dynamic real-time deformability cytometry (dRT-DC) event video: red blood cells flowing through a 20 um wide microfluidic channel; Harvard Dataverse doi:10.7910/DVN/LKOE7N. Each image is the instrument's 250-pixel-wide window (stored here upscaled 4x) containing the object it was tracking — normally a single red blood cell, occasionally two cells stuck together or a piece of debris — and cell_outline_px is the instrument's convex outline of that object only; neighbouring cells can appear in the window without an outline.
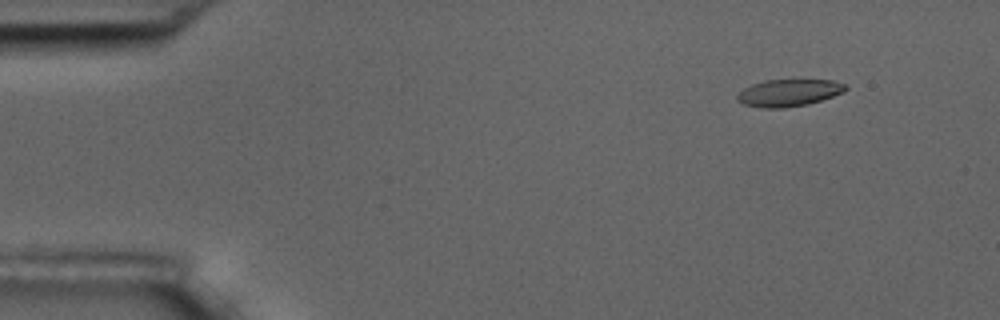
{"species": "common noctule bat (a hibernating species)", "species_latin": "Nyctalus noctula", "temperature_condition": "room temperature", "stored_images_in_passage": 6, "segment_of_instrument_passage": [2, 2], "camera_frame_rate_fps": 3000, "um_per_image_px": 0.085, "animal": {"sex": "male", "body_mass_g": 17.5, "forearm_length_mm": 52.3}, "frame": {"image": 1, "passage_image": 6, "time_ms": 6.667, "image_size_px": [1000, 320], "cell_outline_px": [[848, 88], [844, 92], [808, 104], [784, 108], [760, 108], [744, 104], [736, 100], [736, 96], [744, 88], [752, 84], [764, 80], [832, 80], [844, 84]], "centroid_in_image_um": [67.02, 7.89], "position_along_channel_um": 18.0, "area_um2": 17.05}}